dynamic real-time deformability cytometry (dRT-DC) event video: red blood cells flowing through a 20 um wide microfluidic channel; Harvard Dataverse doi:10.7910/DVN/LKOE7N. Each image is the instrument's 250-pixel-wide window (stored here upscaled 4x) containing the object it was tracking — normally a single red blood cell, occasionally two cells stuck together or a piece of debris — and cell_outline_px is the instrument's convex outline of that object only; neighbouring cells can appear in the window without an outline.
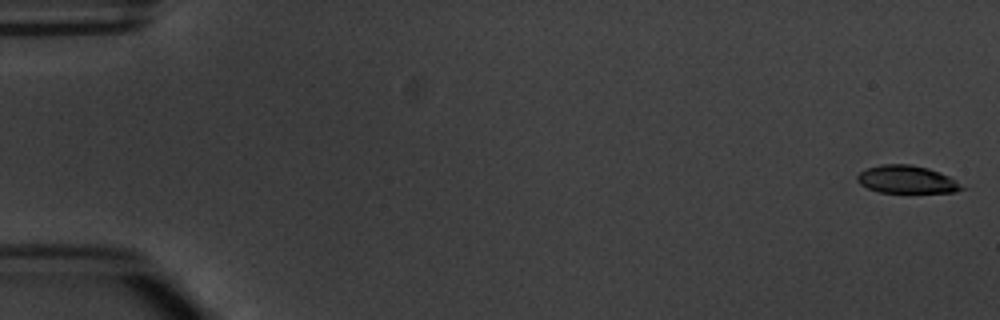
{"species": "common noctule bat (a hibernating species)", "species_latin": "Nyctalus noctula", "temperature_condition": "warm", "stored_images_in_passage": 6, "camera_frame_rate_fps": 3000, "um_per_image_px": 0.085, "animal": {"sex": "male", "body_mass_g": 20.1, "forearm_length_mm": 53.5}, "frame": {"image": 1, "passage_image": 1, "time_ms": 0.0, "image_size_px": [1000, 320], "cell_outline_px": [[964, 188], [956, 192], [880, 192], [868, 188], [860, 184], [856, 180], [856, 176], [860, 172], [868, 168], [884, 164], [908, 164], [928, 168], [940, 172], [948, 176]], "centroid_in_image_um": [77.03, 15.25], "position_along_channel_um": 8.0, "area_um2": 16.59}}
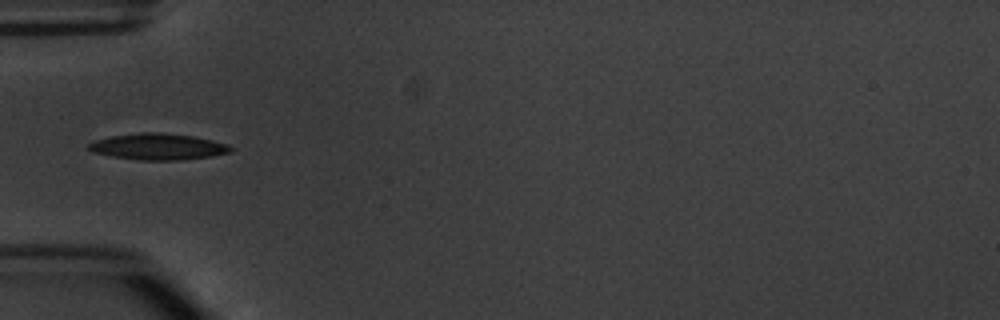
{"frame": {"image": 2, "passage_image": 5, "time_ms": 5.667, "image_size_px": [1000, 320], "cell_outline_px": [[236, 148], [232, 152], [212, 156], [184, 160], [140, 160], [112, 156], [92, 152], [88, 148], [88, 144], [96, 140], [112, 136], [140, 132], [160, 132], [192, 136], [212, 140], [228, 144]], "centroid_in_image_um": [13.49, 12.47], "position_along_channel_um": 71.5, "area_um2": 21.85}}